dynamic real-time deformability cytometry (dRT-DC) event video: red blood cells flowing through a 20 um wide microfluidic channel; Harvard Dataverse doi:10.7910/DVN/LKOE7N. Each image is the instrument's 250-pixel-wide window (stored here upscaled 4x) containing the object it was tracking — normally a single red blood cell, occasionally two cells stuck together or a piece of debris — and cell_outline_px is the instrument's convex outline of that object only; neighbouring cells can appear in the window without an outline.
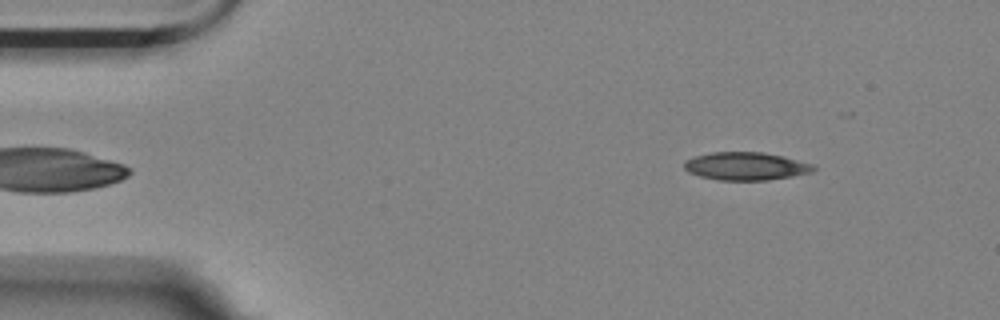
{"species": "Egyptian fruit bat (a non-hibernating species)", "species_latin": "Rousettus aegyptiacus", "temperature_condition": "room temperature", "stored_images_in_passage": 10, "camera_frame_rate_fps": 3000, "um_per_image_px": 0.085, "animal": {"sex": "female"}, "frame": {"image": 1, "passage_image": 2, "time_ms": 0.333, "image_size_px": [1000, 320], "cell_outline_px": [[816, 168], [812, 172], [792, 176], [768, 180], [720, 180], [700, 176], [688, 172], [684, 168], [684, 160], [696, 156], [712, 152], [764, 152], [816, 164]], "centroid_in_image_um": [63.42, 14.12], "position_along_channel_um": 21.6, "area_um2": 21.1}}
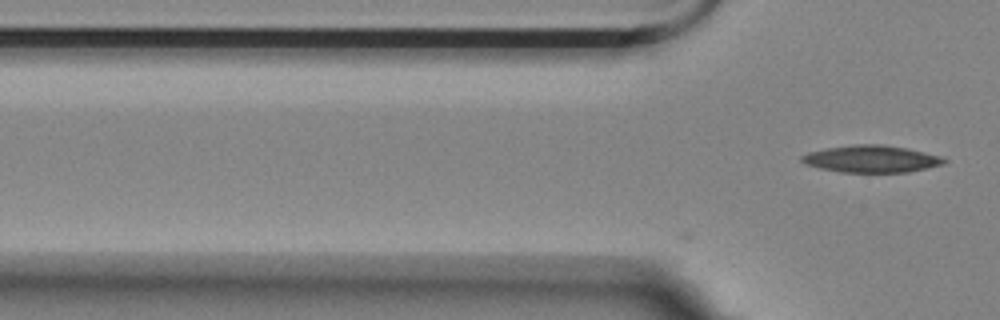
{"frame": {"image": 2, "passage_image": 10, "time_ms": 3.0, "image_size_px": [1000, 320], "cell_outline_px": [[948, 160], [944, 164], [928, 168], [908, 172], [840, 172], [820, 168], [808, 164], [800, 160], [800, 156], [808, 152], [824, 148], [856, 144], [880, 144], [908, 148], [940, 156]], "centroid_in_image_um": [74.08, 13.5], "position_along_channel_um": 51.7, "area_um2": 22.48}}